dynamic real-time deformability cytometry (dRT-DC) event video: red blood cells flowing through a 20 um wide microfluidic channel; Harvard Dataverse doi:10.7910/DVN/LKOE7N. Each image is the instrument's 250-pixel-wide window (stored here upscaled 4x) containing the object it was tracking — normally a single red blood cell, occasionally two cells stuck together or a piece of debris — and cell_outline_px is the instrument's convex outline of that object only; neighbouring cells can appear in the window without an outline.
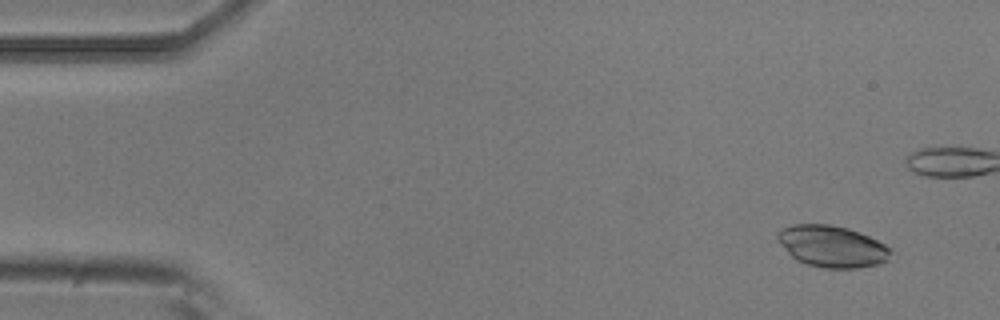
{"species": "common noctule bat (a hibernating species)", "species_latin": "Nyctalus noctula", "temperature_condition": "room temperature", "stored_images_in_passage": 9, "camera_frame_rate_fps": 3000, "um_per_image_px": 0.085, "animal": {"sex": "male", "body_mass_g": 20.5, "forearm_length_mm": 52.5}, "frame": {"image": 1, "passage_image": 2, "time_ms": 0.333, "image_size_px": [1000, 320], "cell_outline_px": [[892, 252], [888, 260], [876, 264], [856, 268], [824, 268], [808, 264], [796, 260], [776, 240], [776, 232], [780, 228], [792, 224], [828, 224], [848, 228], [860, 232], [892, 248]], "centroid_in_image_um": [70.69, 20.92], "position_along_channel_um": 14.3, "area_um2": 27.51}}
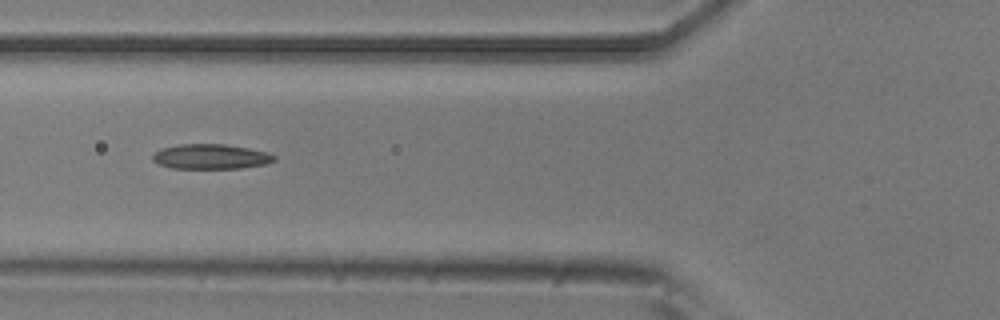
{"frame": {"image": 2, "passage_image": 7, "time_ms": 2.0, "image_size_px": [1000, 320], "cell_outline_px": [[276, 160], [264, 164], [240, 168], [172, 168], [160, 164], [152, 160], [152, 156], [156, 152], [164, 148], [180, 144], [224, 144], [248, 148], [268, 152], [276, 156]], "centroid_in_image_um": [17.94, 13.31], "position_along_channel_um": 107.9, "area_um2": 17.46}}
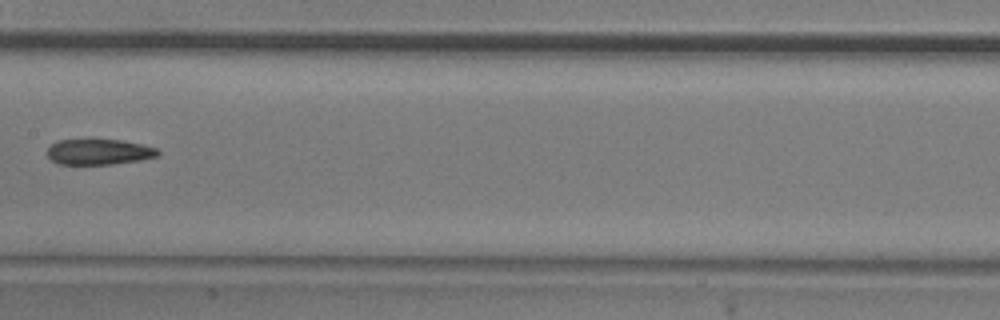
{"frame": {"image": 3, "passage_image": 9, "time_ms": 2.667, "image_size_px": [1000, 320], "cell_outline_px": [[160, 152], [156, 156], [140, 160], [112, 164], [56, 164], [48, 156], [48, 148], [56, 140], [88, 136], [120, 140], [140, 144], [156, 148]], "centroid_in_image_um": [8.33, 12.85], "position_along_channel_um": 199.1, "area_um2": 17.22}}